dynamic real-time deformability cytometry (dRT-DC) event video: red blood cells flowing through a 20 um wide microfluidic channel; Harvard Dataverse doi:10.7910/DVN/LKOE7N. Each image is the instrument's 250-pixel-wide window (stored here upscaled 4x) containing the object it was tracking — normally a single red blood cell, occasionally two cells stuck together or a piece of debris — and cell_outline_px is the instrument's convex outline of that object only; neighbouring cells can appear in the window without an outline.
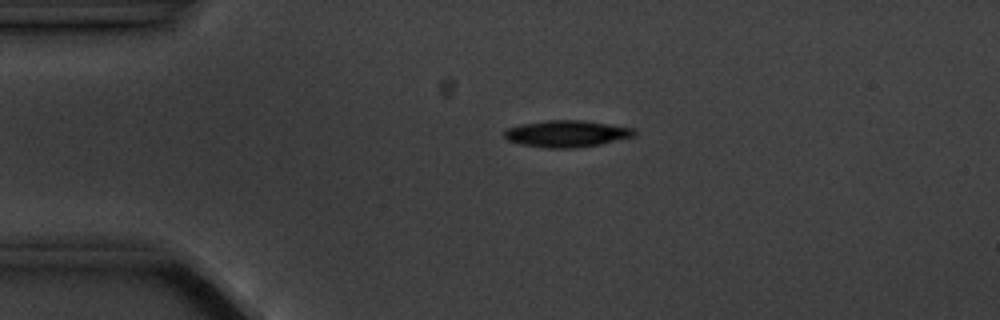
{"species": "common noctule bat (a hibernating species)", "species_latin": "Nyctalus noctula", "temperature_condition": "cold", "stored_images_in_passage": 4, "camera_frame_rate_fps": 3000, "um_per_image_px": 0.085, "animal": {"sex": "male", "body_mass_g": 20.1, "forearm_length_mm": 53.5}, "frame": {"image": 1, "passage_image": 3, "time_ms": 3.333, "image_size_px": [1000, 320], "cell_outline_px": [[636, 136], [600, 144], [576, 148], [544, 148], [520, 144], [508, 140], [504, 136], [504, 132], [508, 128], [520, 124], [548, 120], [584, 120], [632, 128], [636, 132]], "centroid_in_image_um": [48.16, 11.37], "position_along_channel_um": 36.8, "area_um2": 20.23}}